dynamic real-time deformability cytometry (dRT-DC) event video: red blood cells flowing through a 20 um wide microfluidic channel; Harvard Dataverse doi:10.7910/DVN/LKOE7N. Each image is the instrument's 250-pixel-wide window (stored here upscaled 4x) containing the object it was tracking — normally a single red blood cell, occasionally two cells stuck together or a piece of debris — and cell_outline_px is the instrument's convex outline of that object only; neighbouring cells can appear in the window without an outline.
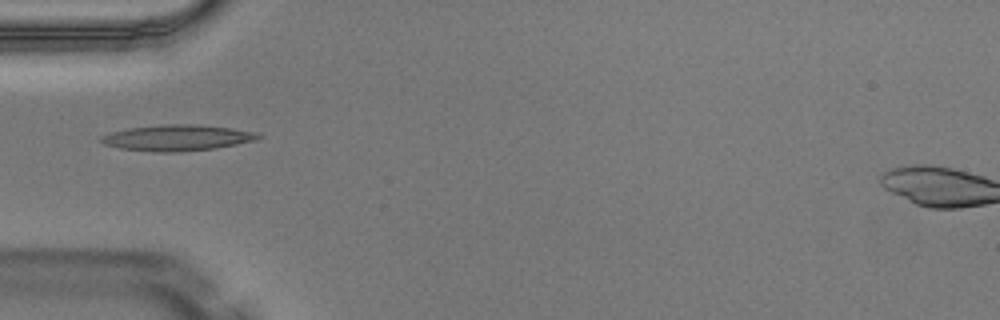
{"species": "Egyptian fruit bat (a non-hibernating species)", "species_latin": "Rousettus aegyptiacus", "temperature_condition": "warm", "stored_images_in_passage": 6, "camera_frame_rate_fps": 3000, "um_per_image_px": 0.085, "animal": {"sex": "male"}, "frame": {"image": 1, "passage_image": 6, "time_ms": 1.667, "image_size_px": [1000, 320], "cell_outline_px": [[260, 136], [256, 140], [216, 148], [180, 152], [156, 152], [120, 148], [104, 144], [100, 140], [100, 136], [112, 132], [128, 128], [164, 124], [196, 124], [232, 128], [256, 132]], "centroid_in_image_um": [15.05, 11.71], "position_along_channel_um": 70.0, "area_um2": 23.7}}